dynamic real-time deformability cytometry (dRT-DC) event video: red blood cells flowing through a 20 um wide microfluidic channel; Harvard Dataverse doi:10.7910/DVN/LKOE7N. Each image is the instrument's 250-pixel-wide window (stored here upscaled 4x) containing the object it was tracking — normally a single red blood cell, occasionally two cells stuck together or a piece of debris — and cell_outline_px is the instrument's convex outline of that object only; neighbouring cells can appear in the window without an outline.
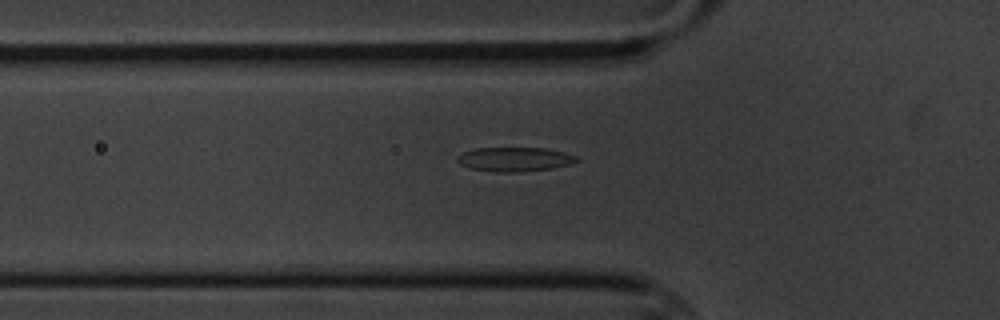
{"species": "common noctule bat (a hibernating species)", "species_latin": "Nyctalus noctula", "temperature_condition": "cold", "stored_images_in_passage": 2, "camera_frame_rate_fps": 3000, "um_per_image_px": 0.085, "animal": {"sex": "male", "body_mass_g": 20.1, "forearm_length_mm": 53.5}, "frame": {"image": 1, "passage_image": 2, "time_ms": 2.0, "image_size_px": [1000, 320], "cell_outline_px": [[580, 160], [572, 164], [552, 168], [516, 172], [496, 172], [468, 168], [460, 164], [456, 160], [456, 156], [464, 152], [476, 148], [548, 148], [564, 152], [576, 156]], "centroid_in_image_um": [43.75, 13.54], "position_along_channel_um": 82.1, "area_um2": 16.94}}